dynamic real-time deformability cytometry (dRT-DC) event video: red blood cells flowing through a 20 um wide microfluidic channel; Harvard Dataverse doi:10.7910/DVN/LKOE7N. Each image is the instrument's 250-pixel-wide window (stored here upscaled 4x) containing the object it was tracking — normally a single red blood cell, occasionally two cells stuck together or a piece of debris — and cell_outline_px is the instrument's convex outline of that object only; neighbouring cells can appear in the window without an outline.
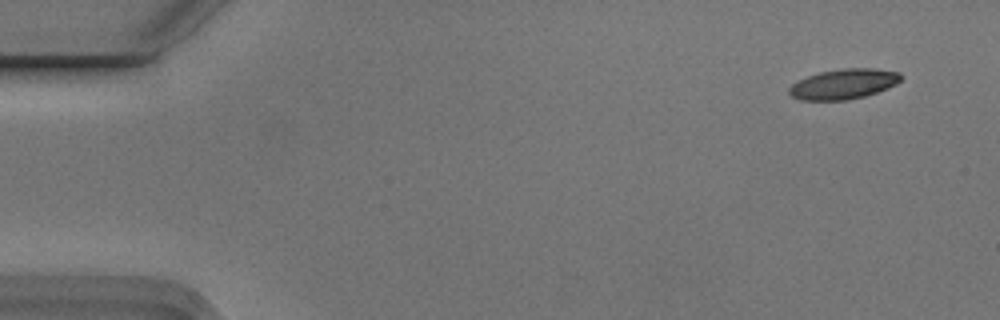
{"species": "Egyptian fruit bat (a non-hibernating species)", "species_latin": "Rousettus aegyptiacus", "temperature_condition": "cold", "stored_images_in_passage": 9, "camera_frame_rate_fps": 3000, "um_per_image_px": 0.085, "animal": {"sex": "male"}, "frame": {"image": 1, "passage_image": 1, "time_ms": 0.0, "image_size_px": [1000, 320], "cell_outline_px": [[904, 76], [896, 84], [888, 88], [864, 96], [848, 100], [800, 100], [792, 96], [788, 92], [788, 88], [792, 84], [808, 76], [820, 72], [844, 68], [872, 68], [900, 72]], "centroid_in_image_um": [71.73, 7.14], "position_along_channel_um": 13.3, "area_um2": 19.59}}
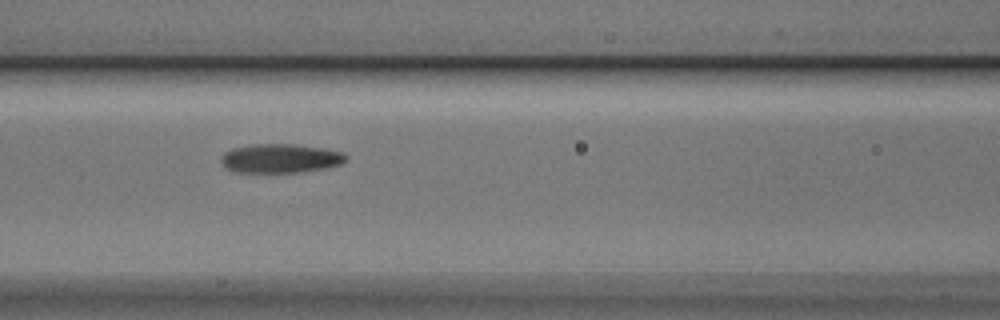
{"frame": {"image": 2, "passage_image": 7, "time_ms": 2.0, "image_size_px": [1000, 320], "cell_outline_px": [[348, 160], [340, 164], [324, 168], [300, 172], [236, 172], [228, 168], [220, 160], [224, 152], [232, 148], [252, 144], [292, 144], [324, 148], [344, 152], [348, 156]], "centroid_in_image_um": [23.87, 13.45], "position_along_channel_um": 142.7, "area_um2": 21.1}}
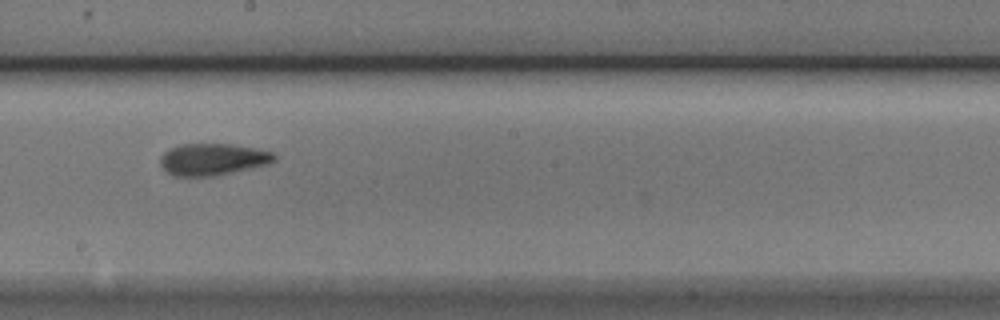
{"frame": {"image": 3, "passage_image": 9, "time_ms": 2.667, "image_size_px": [1000, 320], "cell_outline_px": [[276, 160], [268, 164], [216, 176], [172, 176], [160, 164], [160, 156], [164, 152], [180, 144], [232, 144], [256, 148], [272, 152], [276, 156]], "centroid_in_image_um": [18.09, 13.54], "position_along_channel_um": 230.1, "area_um2": 21.15}}